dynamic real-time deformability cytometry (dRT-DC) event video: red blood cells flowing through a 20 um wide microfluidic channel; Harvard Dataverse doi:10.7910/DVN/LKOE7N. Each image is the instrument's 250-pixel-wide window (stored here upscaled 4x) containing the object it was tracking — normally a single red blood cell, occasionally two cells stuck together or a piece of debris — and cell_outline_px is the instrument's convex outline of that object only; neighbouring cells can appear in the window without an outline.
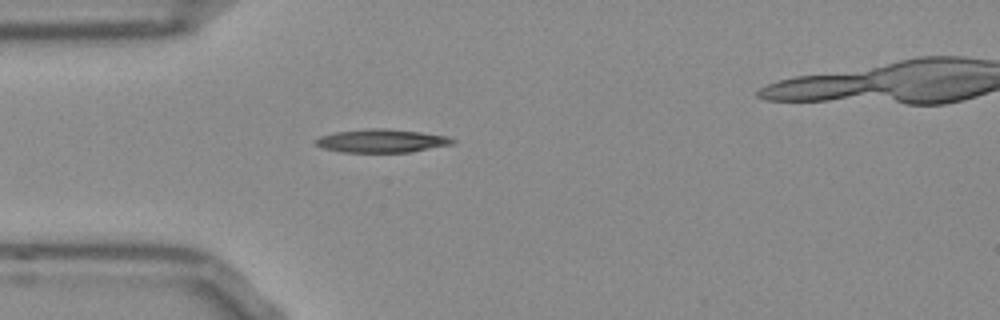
{"species": "Egyptian fruit bat (a non-hibernating species)", "species_latin": "Rousettus aegyptiacus", "temperature_condition": "room temperature", "stored_images_in_passage": 31, "camera_frame_rate_fps": 3000, "um_per_image_px": 0.085, "frame": {"image": 1, "passage_image": 1, "time_ms": 0.0, "image_size_px": [1000, 320], "cell_outline_px": [[456, 140], [452, 144], [408, 152], [340, 152], [324, 148], [316, 144], [312, 140], [320, 136], [336, 132], [368, 128], [384, 128], [420, 132], [448, 136]], "centroid_in_image_um": [32.4, 11.96], "position_along_channel_um": 52.6, "area_um2": 18.5}}
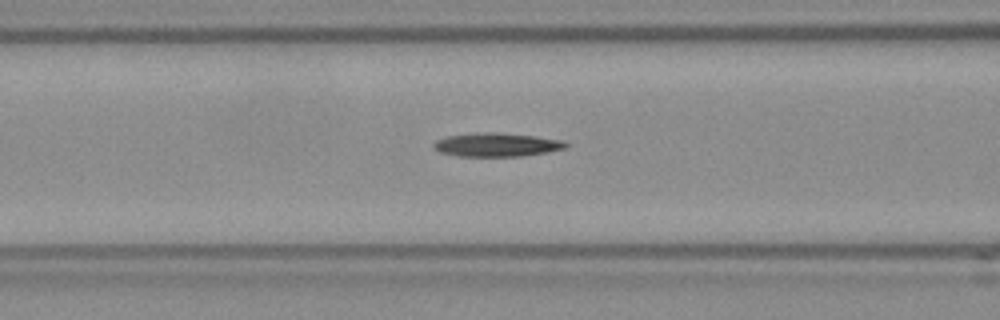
{"frame": {"image": 2, "passage_image": 7, "time_ms": 2.0, "image_size_px": [1000, 320], "cell_outline_px": [[568, 144], [564, 148], [548, 152], [520, 156], [460, 156], [440, 152], [432, 144], [436, 140], [444, 136], [476, 132], [500, 132], [536, 136], [564, 140]], "centroid_in_image_um": [42.21, 12.28], "position_along_channel_um": 124.4, "area_um2": 18.32}}
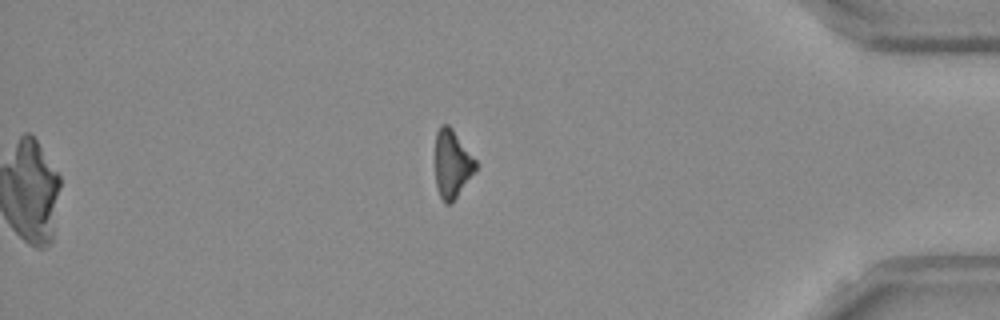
{"frame": {"image": 3, "passage_image": 31, "time_ms": 10.0, "image_size_px": [1000, 320], "cell_outline_px": [[476, 168], [452, 204], [444, 204], [440, 196], [436, 184], [436, 132], [440, 124], [448, 124], [452, 128], [476, 160]], "centroid_in_image_um": [38.41, 13.93], "position_along_channel_um": 396.8, "area_um2": 15.84}}